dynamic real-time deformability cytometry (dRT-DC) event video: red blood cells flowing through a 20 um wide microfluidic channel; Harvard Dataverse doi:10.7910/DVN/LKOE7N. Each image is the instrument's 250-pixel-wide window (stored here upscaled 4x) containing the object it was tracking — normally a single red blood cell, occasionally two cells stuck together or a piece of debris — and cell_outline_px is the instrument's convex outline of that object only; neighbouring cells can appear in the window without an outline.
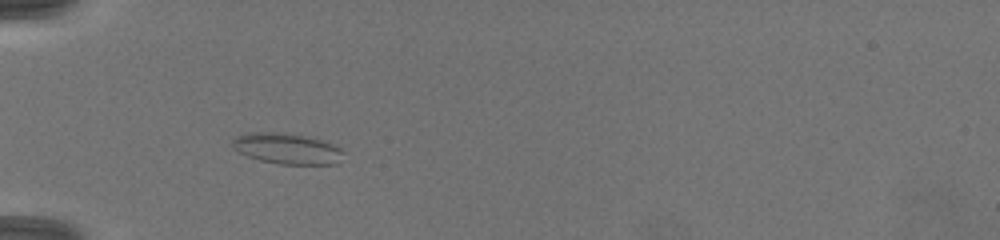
{"species": "common noctule bat (a hibernating species)", "species_latin": "Nyctalus noctula", "temperature_condition": "warm", "stored_images_in_passage": 2, "camera_frame_rate_fps": 3000, "um_per_image_px": 0.085, "animal": {"sex": "female", "body_mass_g": 19.5, "forearm_length_mm": 54.1}, "frame": {"image": 1, "passage_image": 1, "time_ms": 0.0, "image_size_px": [1000, 240], "cell_outline_px": [[344, 152], [336, 164], [280, 164], [260, 160], [248, 156], [232, 148], [232, 140], [236, 136], [252, 132], [276, 132], [300, 136], [320, 140], [332, 144], [340, 148]], "centroid_in_image_um": [24.36, 12.64], "position_along_channel_um": 60.6, "area_um2": 19.54}}